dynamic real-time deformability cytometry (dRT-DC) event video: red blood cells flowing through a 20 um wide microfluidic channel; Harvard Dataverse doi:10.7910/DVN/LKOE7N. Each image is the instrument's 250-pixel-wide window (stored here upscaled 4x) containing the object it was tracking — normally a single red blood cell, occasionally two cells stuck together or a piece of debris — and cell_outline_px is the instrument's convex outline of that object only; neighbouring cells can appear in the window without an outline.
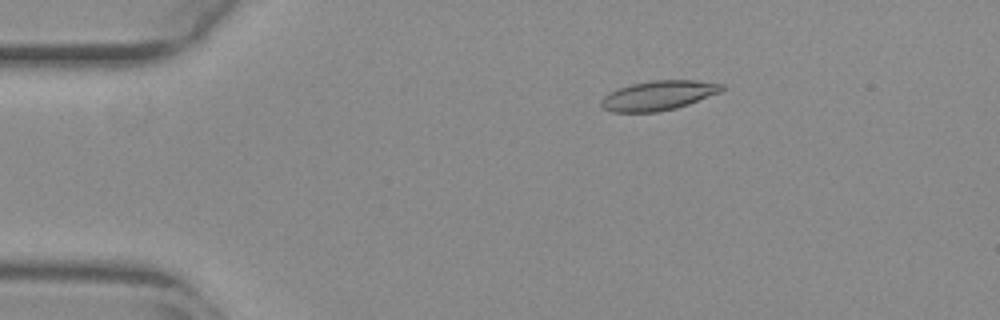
{"species": "common noctule bat (a hibernating species)", "species_latin": "Nyctalus noctula", "temperature_condition": "warm", "stored_images_in_passage": 47, "camera_frame_rate_fps": 3000, "um_per_image_px": 0.085, "animal": {"sex": "female", "body_mass_g": 29.2, "forearm_length_mm": 56.3}, "frame": {"image": 1, "passage_image": 3, "time_ms": 0.667, "image_size_px": [1000, 320], "cell_outline_px": [[724, 88], [720, 92], [688, 104], [676, 108], [656, 112], [612, 112], [604, 108], [600, 104], [600, 100], [604, 96], [620, 88], [632, 84], [652, 80], [696, 80], [724, 84]], "centroid_in_image_um": [55.98, 8.11], "position_along_channel_um": 29.0, "area_um2": 20.58}}
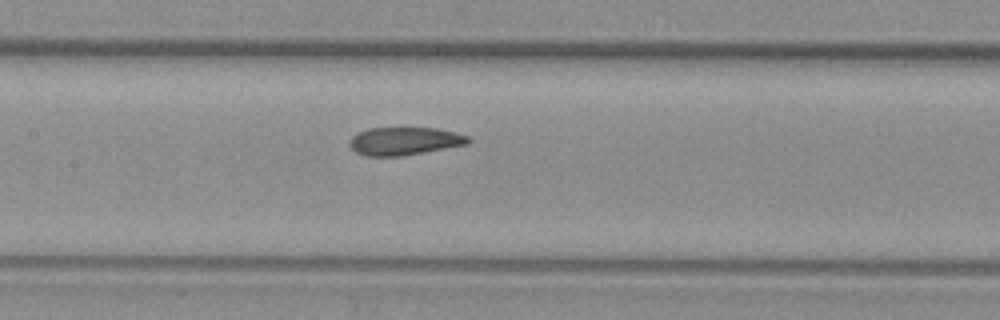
{"frame": {"image": 2, "passage_image": 19, "time_ms": 6.0, "image_size_px": [1000, 320], "cell_outline_px": [[472, 140], [468, 144], [400, 156], [368, 156], [356, 152], [348, 144], [348, 140], [356, 132], [368, 128], [436, 128], [468, 136]], "centroid_in_image_um": [34.33, 11.99], "position_along_channel_um": 173.1, "area_um2": 19.25}}
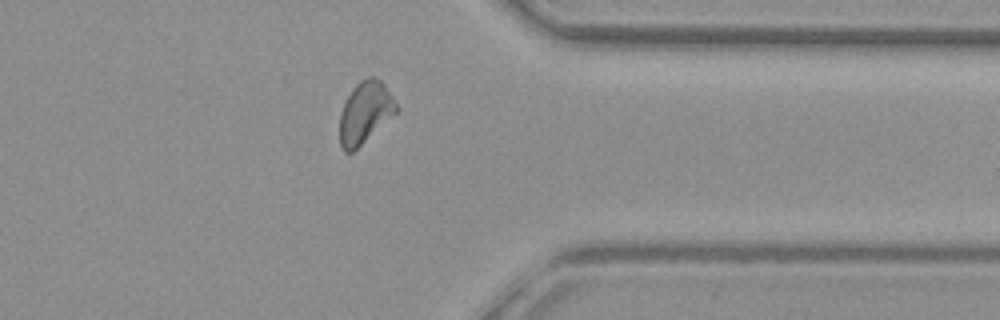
{"frame": {"image": 3, "passage_image": 36, "time_ms": 11.667, "image_size_px": [1000, 320], "cell_outline_px": [[400, 108], [396, 112], [352, 152], [344, 152], [340, 144], [340, 116], [344, 104], [352, 88], [360, 80], [368, 76], [372, 76], [380, 80], [384, 84]], "centroid_in_image_um": [31.03, 9.53], "position_along_channel_um": 380.4, "area_um2": 19.94}, "authors_computed_cell_mechanics": {"area_um2": 20.1144, "velocity_mm_per_s": 3.8227, "shape_relaxation_time_tau1_ms": 10.5462, "shape_relaxation_time_tau2_ms": 1.4772, "deformation_change_tau1": 0.2246, "deformation_change_tau2": 0.0705}}